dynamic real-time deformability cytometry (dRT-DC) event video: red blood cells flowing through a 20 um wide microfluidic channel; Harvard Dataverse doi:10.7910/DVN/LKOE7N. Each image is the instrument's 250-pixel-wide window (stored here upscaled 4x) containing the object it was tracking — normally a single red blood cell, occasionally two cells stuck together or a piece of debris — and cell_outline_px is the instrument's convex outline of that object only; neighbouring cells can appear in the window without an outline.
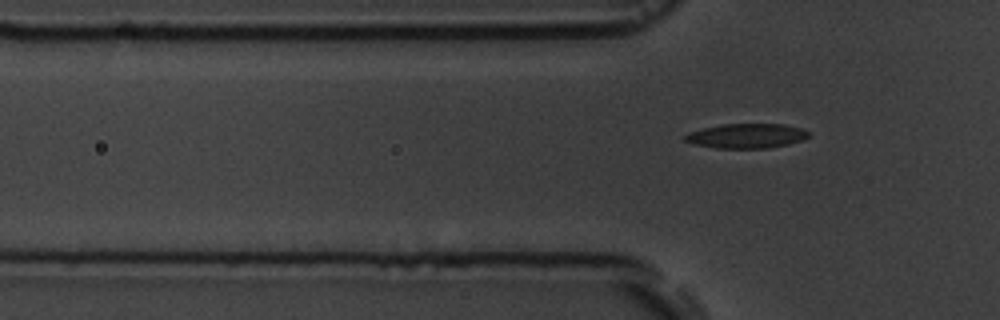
{"species": "common noctule bat (a hibernating species)", "species_latin": "Nyctalus noctula", "temperature_condition": "room temperature", "stored_images_in_passage": 6, "camera_frame_rate_fps": 3000, "um_per_image_px": 0.085, "animal": {"sex": "male", "body_mass_g": 19.5, "forearm_length_mm": 54.6}, "frame": {"image": 1, "passage_image": 6, "time_ms": 7.333, "image_size_px": [1000, 320], "cell_outline_px": [[808, 136], [804, 140], [788, 144], [768, 148], [716, 148], [692, 144], [684, 140], [684, 136], [688, 132], [704, 128], [724, 124], [784, 124], [800, 128], [808, 132]], "centroid_in_image_um": [63.43, 11.55], "position_along_channel_um": 62.4, "area_um2": 17.69}}